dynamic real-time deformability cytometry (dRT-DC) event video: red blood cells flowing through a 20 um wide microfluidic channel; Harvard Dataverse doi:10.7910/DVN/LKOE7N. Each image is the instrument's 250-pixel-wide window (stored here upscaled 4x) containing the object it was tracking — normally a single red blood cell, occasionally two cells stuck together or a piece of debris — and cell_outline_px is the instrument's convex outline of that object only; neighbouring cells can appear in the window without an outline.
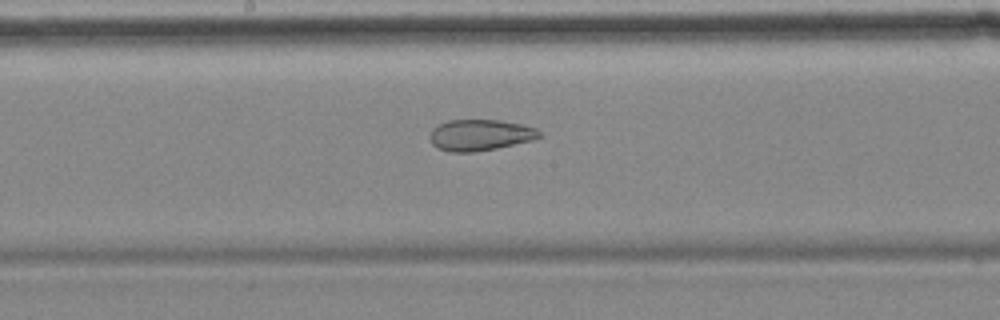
{"species": "common noctule bat (a hibernating species)", "species_latin": "Nyctalus noctula", "temperature_condition": "cold", "stored_images_in_passage": 7, "camera_frame_rate_fps": 3000, "um_per_image_px": 0.085, "animal": {"sex": "female", "body_mass_g": 18.4}, "frame": {"image": 1, "passage_image": 6, "time_ms": 6.667, "image_size_px": [1000, 320], "cell_outline_px": [[544, 136], [532, 140], [496, 148], [472, 152], [452, 152], [436, 148], [432, 144], [428, 136], [432, 128], [448, 120], [500, 120], [520, 124], [536, 128]], "centroid_in_image_um": [40.78, 11.48], "position_along_channel_um": 207.4, "area_um2": 19.94}}